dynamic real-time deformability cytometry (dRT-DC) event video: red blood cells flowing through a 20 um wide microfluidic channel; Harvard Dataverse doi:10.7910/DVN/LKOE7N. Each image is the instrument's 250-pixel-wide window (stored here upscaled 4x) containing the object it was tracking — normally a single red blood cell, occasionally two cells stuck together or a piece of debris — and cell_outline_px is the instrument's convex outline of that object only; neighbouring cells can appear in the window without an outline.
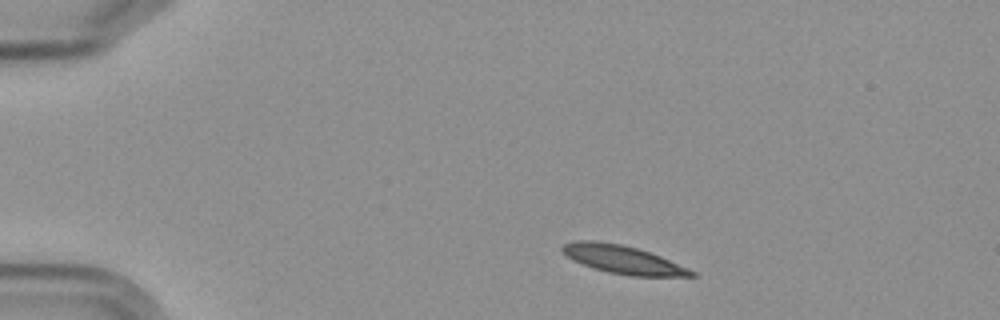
{"species": "Egyptian fruit bat (a non-hibernating species)", "species_latin": "Rousettus aegyptiacus", "temperature_condition": "cold", "stored_images_in_passage": 4, "segment_of_instrument_passage": [1, 2], "camera_frame_rate_fps": 3000, "um_per_image_px": 0.085, "frame": {"image": 1, "passage_image": 1, "time_ms": 0.0, "image_size_px": [1000, 320], "cell_outline_px": [[696, 276], [628, 276], [608, 272], [572, 260], [560, 248], [564, 244], [576, 240], [592, 240], [620, 244], [636, 248], [660, 256], [688, 268], [696, 272]], "centroid_in_image_um": [52.95, 22.06], "position_along_channel_um": 32.1, "area_um2": 20.87}}